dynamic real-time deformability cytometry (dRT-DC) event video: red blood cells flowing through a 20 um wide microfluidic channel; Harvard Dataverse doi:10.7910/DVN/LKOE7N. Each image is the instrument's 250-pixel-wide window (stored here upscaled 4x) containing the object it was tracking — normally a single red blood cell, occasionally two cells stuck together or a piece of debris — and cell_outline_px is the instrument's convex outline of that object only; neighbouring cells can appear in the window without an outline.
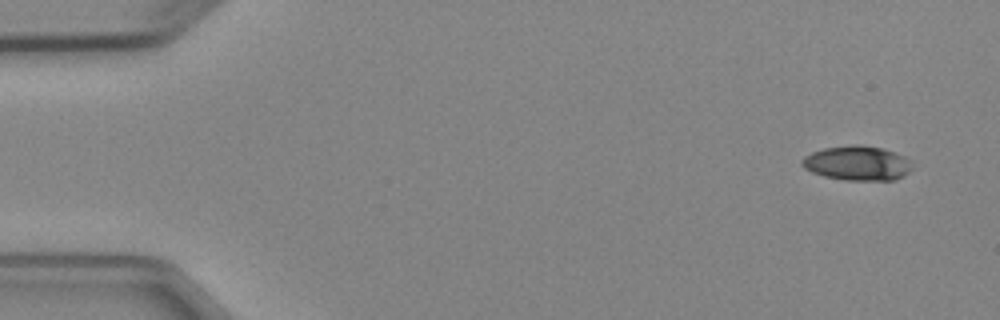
{"species": "Egyptian fruit bat (a non-hibernating species)", "species_latin": "Rousettus aegyptiacus", "temperature_condition": "cold", "stored_images_in_passage": 5, "camera_frame_rate_fps": 3000, "um_per_image_px": 0.085, "animal": {"sex": "female"}, "frame": {"image": 1, "passage_image": 1, "time_ms": 0.0, "image_size_px": [1000, 320], "cell_outline_px": [[912, 168], [904, 176], [896, 180], [844, 180], [824, 176], [812, 172], [804, 168], [800, 164], [800, 160], [804, 156], [812, 152], [824, 148], [856, 144], [860, 144], [880, 148], [904, 156], [912, 160]], "centroid_in_image_um": [72.86, 13.87], "position_along_channel_um": 12.1, "area_um2": 22.31}}
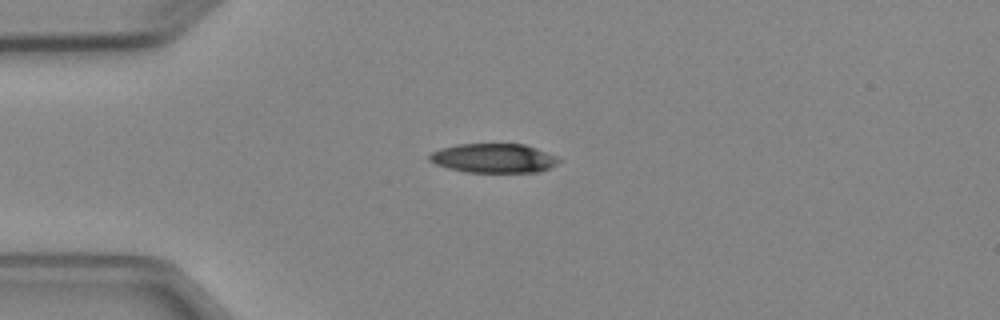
{"frame": {"image": 2, "passage_image": 4, "time_ms": 3.333, "image_size_px": [1000, 320], "cell_outline_px": [[560, 160], [556, 164], [540, 172], [468, 172], [448, 168], [436, 164], [428, 160], [428, 156], [432, 152], [440, 148], [456, 144], [524, 144], [536, 148], [556, 156]], "centroid_in_image_um": [41.93, 13.44], "position_along_channel_um": 43.1, "area_um2": 21.96}}